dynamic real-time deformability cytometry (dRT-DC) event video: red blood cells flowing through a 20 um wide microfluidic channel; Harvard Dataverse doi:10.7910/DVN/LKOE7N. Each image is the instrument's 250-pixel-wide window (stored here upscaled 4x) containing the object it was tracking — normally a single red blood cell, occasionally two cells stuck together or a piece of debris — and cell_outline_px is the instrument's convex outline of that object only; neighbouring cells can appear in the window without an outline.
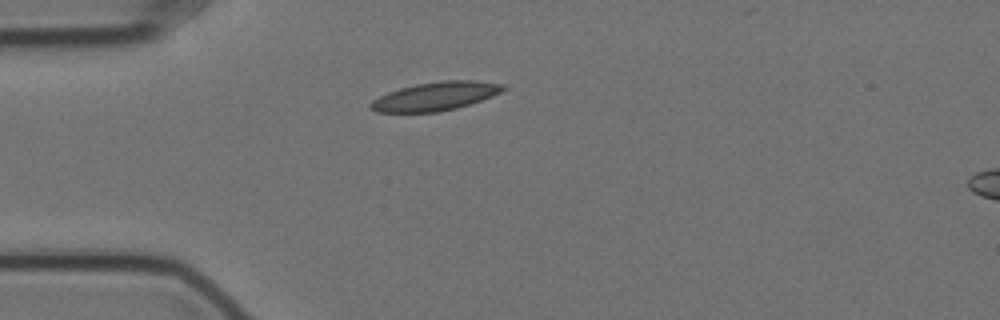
{"species": "Egyptian fruit bat (a non-hibernating species)", "species_latin": "Rousettus aegyptiacus", "temperature_condition": "cold", "stored_images_in_passage": 39, "camera_frame_rate_fps": 3000, "um_per_image_px": 0.085, "animal": {"sex": "female"}, "frame": {"image": 1, "passage_image": 1, "time_ms": 0.0, "image_size_px": [1000, 320], "cell_outline_px": [[508, 88], [492, 96], [456, 108], [440, 112], [376, 112], [368, 108], [368, 104], [372, 100], [388, 92], [400, 88], [416, 84], [440, 80], [476, 80], [504, 84]], "centroid_in_image_um": [37.0, 8.17], "position_along_channel_um": 48.0, "area_um2": 22.14}}
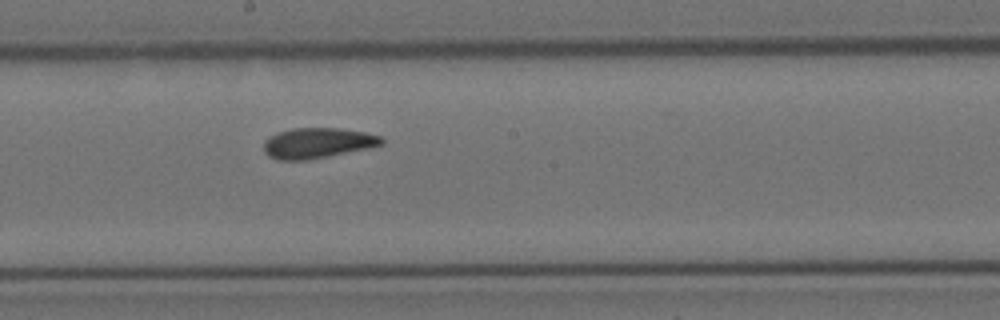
{"frame": {"image": 2, "passage_image": 17, "time_ms": 5.333, "image_size_px": [1000, 320], "cell_outline_px": [[384, 144], [368, 148], [308, 160], [276, 160], [268, 156], [264, 152], [264, 140], [268, 136], [292, 128], [340, 128], [364, 132], [380, 136], [384, 140]], "centroid_in_image_um": [26.96, 12.16], "position_along_channel_um": 221.2, "area_um2": 20.92}}
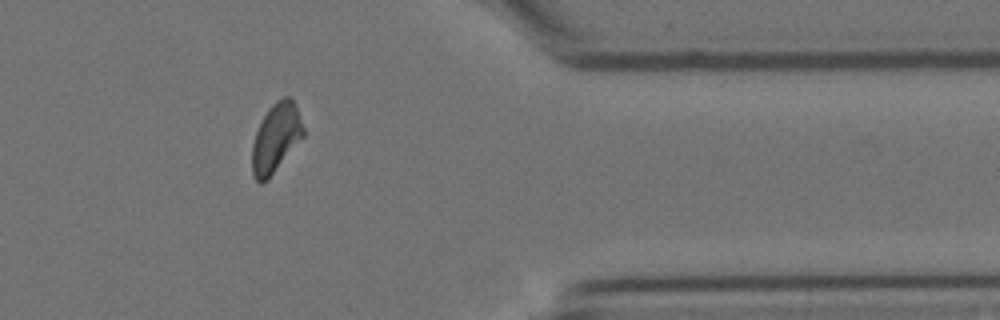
{"frame": {"image": 3, "passage_image": 33, "time_ms": 10.667, "image_size_px": [1000, 320], "cell_outline_px": [[304, 136], [268, 180], [260, 184], [256, 180], [252, 172], [252, 144], [256, 132], [268, 108], [276, 100], [284, 96], [288, 96], [296, 104], [304, 128]], "centroid_in_image_um": [23.46, 11.73], "position_along_channel_um": 387.9, "area_um2": 20.63}, "authors_computed_cell_mechanics": {"area_um2": 20.7502, "velocity_mm_per_s": 3.4904, "shape_relaxation_time_tau1_ms": 6.4526, "shape_relaxation_time_tau2_ms": 3.5846, "deformation_change_tau1": 0.1412, "deformation_change_tau2": 0.0819}}